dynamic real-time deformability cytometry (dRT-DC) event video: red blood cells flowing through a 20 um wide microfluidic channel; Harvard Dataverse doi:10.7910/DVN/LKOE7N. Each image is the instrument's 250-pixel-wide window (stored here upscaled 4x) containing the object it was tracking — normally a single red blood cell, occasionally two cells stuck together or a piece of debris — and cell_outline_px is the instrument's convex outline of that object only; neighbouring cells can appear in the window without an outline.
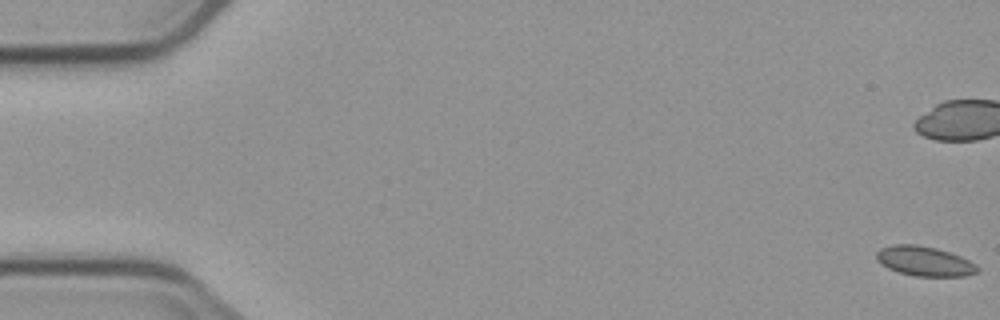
{"species": "common noctule bat (a hibernating species)", "species_latin": "Nyctalus noctula", "temperature_condition": "cold", "stored_images_in_passage": 5, "segment_of_instrument_passage": [2, 2], "camera_frame_rate_fps": 3000, "um_per_image_px": 0.085, "animal": {"sex": "male", "body_mass_g": 23.1, "forearm_length_mm": 52.7}, "frame": {"image": 1, "passage_image": 5, "time_ms": 6.333, "image_size_px": [1000, 320], "cell_outline_px": [[980, 272], [968, 276], [912, 276], [888, 268], [876, 260], [876, 252], [880, 248], [892, 244], [916, 244], [936, 248], [960, 256], [976, 264], [980, 268]], "centroid_in_image_um": [78.59, 22.2], "position_along_channel_um": 6.4, "area_um2": 17.63}}